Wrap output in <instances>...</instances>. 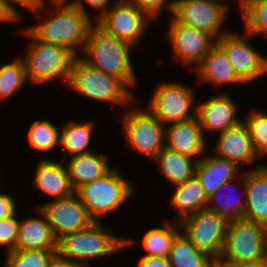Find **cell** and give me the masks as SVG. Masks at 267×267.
Listing matches in <instances>:
<instances>
[{"mask_svg":"<svg viewBox=\"0 0 267 267\" xmlns=\"http://www.w3.org/2000/svg\"><path fill=\"white\" fill-rule=\"evenodd\" d=\"M29 13L36 21L21 24L37 40L63 46L76 57L80 56L89 30L96 23L68 1L43 2Z\"/></svg>","mask_w":267,"mask_h":267,"instance_id":"6da1fadb","label":"cell"},{"mask_svg":"<svg viewBox=\"0 0 267 267\" xmlns=\"http://www.w3.org/2000/svg\"><path fill=\"white\" fill-rule=\"evenodd\" d=\"M134 50L132 45L108 34L95 23L89 30L79 57L98 70L120 79L135 94L134 89L137 91L140 86V77L132 60L135 58Z\"/></svg>","mask_w":267,"mask_h":267,"instance_id":"7a4b0ae2","label":"cell"},{"mask_svg":"<svg viewBox=\"0 0 267 267\" xmlns=\"http://www.w3.org/2000/svg\"><path fill=\"white\" fill-rule=\"evenodd\" d=\"M19 29H17L16 35H20L26 40L28 38L25 41V44H27L23 45L25 46L24 55L20 54V56L25 63L30 87L32 88V85L45 86L50 82H61L66 87L72 63L76 56L63 46L37 40L25 26Z\"/></svg>","mask_w":267,"mask_h":267,"instance_id":"3957f363","label":"cell"},{"mask_svg":"<svg viewBox=\"0 0 267 267\" xmlns=\"http://www.w3.org/2000/svg\"><path fill=\"white\" fill-rule=\"evenodd\" d=\"M65 89H70L85 100L98 102V105L105 103L113 108L117 106V114L122 113L138 98L120 79L89 65L79 56L73 60Z\"/></svg>","mask_w":267,"mask_h":267,"instance_id":"277c9868","label":"cell"},{"mask_svg":"<svg viewBox=\"0 0 267 267\" xmlns=\"http://www.w3.org/2000/svg\"><path fill=\"white\" fill-rule=\"evenodd\" d=\"M105 224L94 221L85 229L62 235L57 240V253L90 267H94L92 264L98 260L117 257L121 252L123 254L125 236L114 230L112 232L109 225Z\"/></svg>","mask_w":267,"mask_h":267,"instance_id":"5b68a950","label":"cell"},{"mask_svg":"<svg viewBox=\"0 0 267 267\" xmlns=\"http://www.w3.org/2000/svg\"><path fill=\"white\" fill-rule=\"evenodd\" d=\"M122 172L115 165L102 178L86 183L75 191L94 221L102 222L110 216L113 218V213L115 216L119 210L123 211V207L127 206L125 204L134 202L130 200L135 198L138 184Z\"/></svg>","mask_w":267,"mask_h":267,"instance_id":"8992f818","label":"cell"},{"mask_svg":"<svg viewBox=\"0 0 267 267\" xmlns=\"http://www.w3.org/2000/svg\"><path fill=\"white\" fill-rule=\"evenodd\" d=\"M139 99L118 114V126L122 127L124 147L151 162L164 148L166 126L144 104L141 106Z\"/></svg>","mask_w":267,"mask_h":267,"instance_id":"52a82bcc","label":"cell"},{"mask_svg":"<svg viewBox=\"0 0 267 267\" xmlns=\"http://www.w3.org/2000/svg\"><path fill=\"white\" fill-rule=\"evenodd\" d=\"M194 85L182 80L161 79L144 104L165 126L197 116L199 98ZM196 90V91H195Z\"/></svg>","mask_w":267,"mask_h":267,"instance_id":"ba28073f","label":"cell"},{"mask_svg":"<svg viewBox=\"0 0 267 267\" xmlns=\"http://www.w3.org/2000/svg\"><path fill=\"white\" fill-rule=\"evenodd\" d=\"M165 34L172 60L189 72L202 62L208 52L217 44V39L206 31L198 30L179 22L173 15L168 16Z\"/></svg>","mask_w":267,"mask_h":267,"instance_id":"9c48e42d","label":"cell"},{"mask_svg":"<svg viewBox=\"0 0 267 267\" xmlns=\"http://www.w3.org/2000/svg\"><path fill=\"white\" fill-rule=\"evenodd\" d=\"M235 30L231 29L223 35L217 40V44L224 50L239 77L247 84L246 87L249 84L252 86L256 80L264 76L267 78V55L254 47L253 39L258 38L253 34L244 28L240 32Z\"/></svg>","mask_w":267,"mask_h":267,"instance_id":"30bf717a","label":"cell"},{"mask_svg":"<svg viewBox=\"0 0 267 267\" xmlns=\"http://www.w3.org/2000/svg\"><path fill=\"white\" fill-rule=\"evenodd\" d=\"M267 258V227L246 219L228 223L226 243L217 263H241Z\"/></svg>","mask_w":267,"mask_h":267,"instance_id":"8fae6325","label":"cell"},{"mask_svg":"<svg viewBox=\"0 0 267 267\" xmlns=\"http://www.w3.org/2000/svg\"><path fill=\"white\" fill-rule=\"evenodd\" d=\"M236 0H190L178 5L173 16L181 23L206 31L217 40L228 33L230 11H238ZM230 14V15H229Z\"/></svg>","mask_w":267,"mask_h":267,"instance_id":"7c38bea8","label":"cell"},{"mask_svg":"<svg viewBox=\"0 0 267 267\" xmlns=\"http://www.w3.org/2000/svg\"><path fill=\"white\" fill-rule=\"evenodd\" d=\"M96 23L108 34L129 43L135 49L139 48L140 43L143 44V38L149 35L151 26L156 24L130 0H117Z\"/></svg>","mask_w":267,"mask_h":267,"instance_id":"4fadbf2b","label":"cell"},{"mask_svg":"<svg viewBox=\"0 0 267 267\" xmlns=\"http://www.w3.org/2000/svg\"><path fill=\"white\" fill-rule=\"evenodd\" d=\"M228 223L226 219L207 208L179 221L181 232L186 238L216 262L225 247Z\"/></svg>","mask_w":267,"mask_h":267,"instance_id":"5bb4252c","label":"cell"},{"mask_svg":"<svg viewBox=\"0 0 267 267\" xmlns=\"http://www.w3.org/2000/svg\"><path fill=\"white\" fill-rule=\"evenodd\" d=\"M229 90L227 88L214 93L204 100L198 99L197 117L208 140L243 121V117L238 115L243 113V110L240 112L242 106H239L240 103H237Z\"/></svg>","mask_w":267,"mask_h":267,"instance_id":"9a60e30c","label":"cell"},{"mask_svg":"<svg viewBox=\"0 0 267 267\" xmlns=\"http://www.w3.org/2000/svg\"><path fill=\"white\" fill-rule=\"evenodd\" d=\"M43 203H35L31 207L41 210L57 239L64 234L85 229L94 222L76 193L63 199L47 201L45 198Z\"/></svg>","mask_w":267,"mask_h":267,"instance_id":"2e32d148","label":"cell"},{"mask_svg":"<svg viewBox=\"0 0 267 267\" xmlns=\"http://www.w3.org/2000/svg\"><path fill=\"white\" fill-rule=\"evenodd\" d=\"M215 137H217L216 141L213 140L215 143L209 150L212 149L210 151L215 155L234 162L243 171L256 169L265 164L253 148L249 129L244 121L217 134Z\"/></svg>","mask_w":267,"mask_h":267,"instance_id":"e0dca14e","label":"cell"},{"mask_svg":"<svg viewBox=\"0 0 267 267\" xmlns=\"http://www.w3.org/2000/svg\"><path fill=\"white\" fill-rule=\"evenodd\" d=\"M36 161L31 177L34 191L48 197V201L67 198L75 193L63 160L52 156V159L39 158Z\"/></svg>","mask_w":267,"mask_h":267,"instance_id":"ac0fdd59","label":"cell"},{"mask_svg":"<svg viewBox=\"0 0 267 267\" xmlns=\"http://www.w3.org/2000/svg\"><path fill=\"white\" fill-rule=\"evenodd\" d=\"M210 141L206 138L198 117L167 125L165 128L164 147L176 153L200 160L209 149Z\"/></svg>","mask_w":267,"mask_h":267,"instance_id":"d6986e66","label":"cell"},{"mask_svg":"<svg viewBox=\"0 0 267 267\" xmlns=\"http://www.w3.org/2000/svg\"><path fill=\"white\" fill-rule=\"evenodd\" d=\"M197 85H209L219 89L227 86L245 87L247 84L239 77L235 68L228 60L224 50L216 44L204 57L202 62L194 69ZM221 87V88H220Z\"/></svg>","mask_w":267,"mask_h":267,"instance_id":"ffe728a7","label":"cell"},{"mask_svg":"<svg viewBox=\"0 0 267 267\" xmlns=\"http://www.w3.org/2000/svg\"><path fill=\"white\" fill-rule=\"evenodd\" d=\"M33 209V210H32ZM34 216H21L15 250H57V238L45 215L39 208L32 207Z\"/></svg>","mask_w":267,"mask_h":267,"instance_id":"44dd1931","label":"cell"},{"mask_svg":"<svg viewBox=\"0 0 267 267\" xmlns=\"http://www.w3.org/2000/svg\"><path fill=\"white\" fill-rule=\"evenodd\" d=\"M168 218V219H166ZM163 218L160 226H154L143 232L139 239L129 236L124 237V249L135 248L137 240H140V248L143 251L139 257H165L168 258L175 237L181 232L179 221L170 220L169 216Z\"/></svg>","mask_w":267,"mask_h":267,"instance_id":"7402d4cb","label":"cell"},{"mask_svg":"<svg viewBox=\"0 0 267 267\" xmlns=\"http://www.w3.org/2000/svg\"><path fill=\"white\" fill-rule=\"evenodd\" d=\"M245 206L246 185L244 170L238 177L222 184L209 196L206 208L230 222L243 218Z\"/></svg>","mask_w":267,"mask_h":267,"instance_id":"603a6c76","label":"cell"},{"mask_svg":"<svg viewBox=\"0 0 267 267\" xmlns=\"http://www.w3.org/2000/svg\"><path fill=\"white\" fill-rule=\"evenodd\" d=\"M106 152L93 151L87 154L75 155L64 160L73 189L76 191L82 185L102 178L114 167Z\"/></svg>","mask_w":267,"mask_h":267,"instance_id":"cb8c5ba5","label":"cell"},{"mask_svg":"<svg viewBox=\"0 0 267 267\" xmlns=\"http://www.w3.org/2000/svg\"><path fill=\"white\" fill-rule=\"evenodd\" d=\"M170 188L171 191L167 204L169 203L168 207L175 214L171 215L170 220L180 221L186 216L207 207L208 197L196 175Z\"/></svg>","mask_w":267,"mask_h":267,"instance_id":"d4e9b609","label":"cell"},{"mask_svg":"<svg viewBox=\"0 0 267 267\" xmlns=\"http://www.w3.org/2000/svg\"><path fill=\"white\" fill-rule=\"evenodd\" d=\"M246 206L243 219L267 227V164L245 170Z\"/></svg>","mask_w":267,"mask_h":267,"instance_id":"484cf974","label":"cell"},{"mask_svg":"<svg viewBox=\"0 0 267 267\" xmlns=\"http://www.w3.org/2000/svg\"><path fill=\"white\" fill-rule=\"evenodd\" d=\"M243 170L234 162L206 152L198 161L195 175L204 187L207 197L211 196L222 184L238 177Z\"/></svg>","mask_w":267,"mask_h":267,"instance_id":"4316f807","label":"cell"},{"mask_svg":"<svg viewBox=\"0 0 267 267\" xmlns=\"http://www.w3.org/2000/svg\"><path fill=\"white\" fill-rule=\"evenodd\" d=\"M76 119V120H75ZM68 119L67 122L62 123L60 126V150H63V157L61 160H65L69 157L81 154H87L95 151L91 144L94 141L93 132L97 120L93 119H81L77 118Z\"/></svg>","mask_w":267,"mask_h":267,"instance_id":"83f0119b","label":"cell"},{"mask_svg":"<svg viewBox=\"0 0 267 267\" xmlns=\"http://www.w3.org/2000/svg\"><path fill=\"white\" fill-rule=\"evenodd\" d=\"M151 163L158 168V174L163 178L162 181L165 180L164 186L171 187L193 177L198 160L164 147Z\"/></svg>","mask_w":267,"mask_h":267,"instance_id":"f1b7e54d","label":"cell"},{"mask_svg":"<svg viewBox=\"0 0 267 267\" xmlns=\"http://www.w3.org/2000/svg\"><path fill=\"white\" fill-rule=\"evenodd\" d=\"M60 129L59 124L57 126L48 118L34 120L27 129V146L39 155L44 154L42 158H48L45 154H54L60 149Z\"/></svg>","mask_w":267,"mask_h":267,"instance_id":"f546056e","label":"cell"},{"mask_svg":"<svg viewBox=\"0 0 267 267\" xmlns=\"http://www.w3.org/2000/svg\"><path fill=\"white\" fill-rule=\"evenodd\" d=\"M169 262L171 267H214L217 262L199 250L180 232L173 240Z\"/></svg>","mask_w":267,"mask_h":267,"instance_id":"4dcf8cb0","label":"cell"},{"mask_svg":"<svg viewBox=\"0 0 267 267\" xmlns=\"http://www.w3.org/2000/svg\"><path fill=\"white\" fill-rule=\"evenodd\" d=\"M25 63L18 54L8 62L0 63V103L8 101L28 84Z\"/></svg>","mask_w":267,"mask_h":267,"instance_id":"1f68e13d","label":"cell"},{"mask_svg":"<svg viewBox=\"0 0 267 267\" xmlns=\"http://www.w3.org/2000/svg\"><path fill=\"white\" fill-rule=\"evenodd\" d=\"M237 13L247 32L267 38V0H240Z\"/></svg>","mask_w":267,"mask_h":267,"instance_id":"d6a6232c","label":"cell"},{"mask_svg":"<svg viewBox=\"0 0 267 267\" xmlns=\"http://www.w3.org/2000/svg\"><path fill=\"white\" fill-rule=\"evenodd\" d=\"M245 114L243 115V121L249 129L253 148L264 162L267 158V109L262 110V108L253 107L251 110H247Z\"/></svg>","mask_w":267,"mask_h":267,"instance_id":"836d02e7","label":"cell"},{"mask_svg":"<svg viewBox=\"0 0 267 267\" xmlns=\"http://www.w3.org/2000/svg\"><path fill=\"white\" fill-rule=\"evenodd\" d=\"M57 250H13L5 253L2 267H48Z\"/></svg>","mask_w":267,"mask_h":267,"instance_id":"e575fe53","label":"cell"},{"mask_svg":"<svg viewBox=\"0 0 267 267\" xmlns=\"http://www.w3.org/2000/svg\"><path fill=\"white\" fill-rule=\"evenodd\" d=\"M19 212L0 220V249L4 253L15 250L19 229ZM5 248V249H4Z\"/></svg>","mask_w":267,"mask_h":267,"instance_id":"d590c367","label":"cell"},{"mask_svg":"<svg viewBox=\"0 0 267 267\" xmlns=\"http://www.w3.org/2000/svg\"><path fill=\"white\" fill-rule=\"evenodd\" d=\"M130 1L136 6H138L155 22H160V20L165 18V16L167 20L168 17L167 15L169 14V16H172L174 13V8L171 0H130Z\"/></svg>","mask_w":267,"mask_h":267,"instance_id":"8d00e7d4","label":"cell"},{"mask_svg":"<svg viewBox=\"0 0 267 267\" xmlns=\"http://www.w3.org/2000/svg\"><path fill=\"white\" fill-rule=\"evenodd\" d=\"M117 0H68L96 22ZM91 10V12H90Z\"/></svg>","mask_w":267,"mask_h":267,"instance_id":"74e56055","label":"cell"},{"mask_svg":"<svg viewBox=\"0 0 267 267\" xmlns=\"http://www.w3.org/2000/svg\"><path fill=\"white\" fill-rule=\"evenodd\" d=\"M2 2L21 21V23L27 22L25 21V12L29 13L43 3L42 0H2Z\"/></svg>","mask_w":267,"mask_h":267,"instance_id":"f35d334b","label":"cell"},{"mask_svg":"<svg viewBox=\"0 0 267 267\" xmlns=\"http://www.w3.org/2000/svg\"><path fill=\"white\" fill-rule=\"evenodd\" d=\"M16 197L15 194L9 193L7 190L4 192L2 188L0 189V220L8 218L20 210Z\"/></svg>","mask_w":267,"mask_h":267,"instance_id":"ab89813d","label":"cell"},{"mask_svg":"<svg viewBox=\"0 0 267 267\" xmlns=\"http://www.w3.org/2000/svg\"><path fill=\"white\" fill-rule=\"evenodd\" d=\"M135 267H171V264L165 257H139Z\"/></svg>","mask_w":267,"mask_h":267,"instance_id":"60d3db41","label":"cell"},{"mask_svg":"<svg viewBox=\"0 0 267 267\" xmlns=\"http://www.w3.org/2000/svg\"><path fill=\"white\" fill-rule=\"evenodd\" d=\"M48 267H90L86 264L76 262L60 256L57 252L52 256Z\"/></svg>","mask_w":267,"mask_h":267,"instance_id":"b9f144b4","label":"cell"},{"mask_svg":"<svg viewBox=\"0 0 267 267\" xmlns=\"http://www.w3.org/2000/svg\"><path fill=\"white\" fill-rule=\"evenodd\" d=\"M12 24L21 25V21L11 12V10L0 0V25Z\"/></svg>","mask_w":267,"mask_h":267,"instance_id":"7bdbcfd3","label":"cell"},{"mask_svg":"<svg viewBox=\"0 0 267 267\" xmlns=\"http://www.w3.org/2000/svg\"><path fill=\"white\" fill-rule=\"evenodd\" d=\"M222 267H267V258L241 263H217Z\"/></svg>","mask_w":267,"mask_h":267,"instance_id":"ee69618b","label":"cell"},{"mask_svg":"<svg viewBox=\"0 0 267 267\" xmlns=\"http://www.w3.org/2000/svg\"><path fill=\"white\" fill-rule=\"evenodd\" d=\"M187 1H190V0H171L174 9H175L178 5H180V4L184 3V2H187Z\"/></svg>","mask_w":267,"mask_h":267,"instance_id":"f6af8a7d","label":"cell"},{"mask_svg":"<svg viewBox=\"0 0 267 267\" xmlns=\"http://www.w3.org/2000/svg\"><path fill=\"white\" fill-rule=\"evenodd\" d=\"M59 1H68V0H42V2H59Z\"/></svg>","mask_w":267,"mask_h":267,"instance_id":"bcb514c9","label":"cell"},{"mask_svg":"<svg viewBox=\"0 0 267 267\" xmlns=\"http://www.w3.org/2000/svg\"><path fill=\"white\" fill-rule=\"evenodd\" d=\"M1 172H2V171L0 170V189H1V188H3L2 184H1V183H2V181H3V178H2V176H1V175H2L3 173H1ZM1 186H2V187H1Z\"/></svg>","mask_w":267,"mask_h":267,"instance_id":"7dc6e473","label":"cell"}]
</instances>
